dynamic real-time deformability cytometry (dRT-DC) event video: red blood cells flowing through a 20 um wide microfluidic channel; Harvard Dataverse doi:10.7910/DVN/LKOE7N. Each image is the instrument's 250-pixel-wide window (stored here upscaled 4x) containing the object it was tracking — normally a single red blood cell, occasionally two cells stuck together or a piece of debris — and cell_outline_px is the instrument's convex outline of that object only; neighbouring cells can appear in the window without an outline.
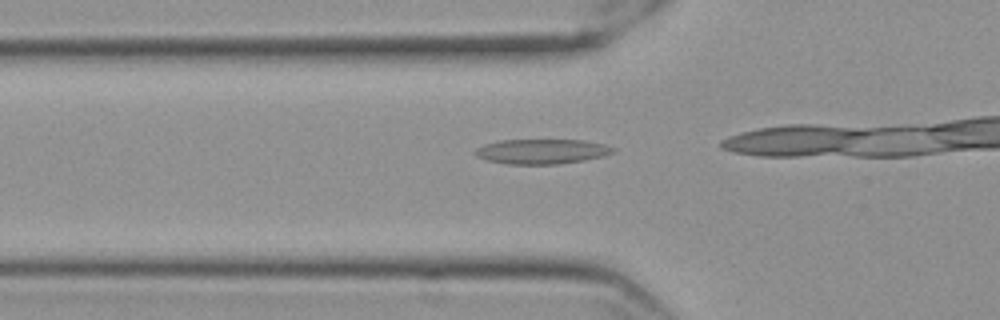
{"species": "Egyptian fruit bat (a non-hibernating species)", "species_latin": "Rousettus aegyptiacus", "temperature_condition": "cold", "stored_images_in_passage": 7, "camera_frame_rate_fps": 3000, "um_per_image_px": 0.085, "frame": {"image": 1, "passage_image": 2, "time_ms": 0.333, "image_size_px": [1000, 320], "cell_outline_px": [[616, 152], [604, 156], [584, 160], [556, 164], [508, 164], [488, 160], [476, 156], [472, 152], [476, 148], [484, 144], [500, 140], [584, 140], [604, 144], [616, 148]], "centroid_in_image_um": [46.06, 12.87], "position_along_channel_um": 79.7, "area_um2": 20.06}}
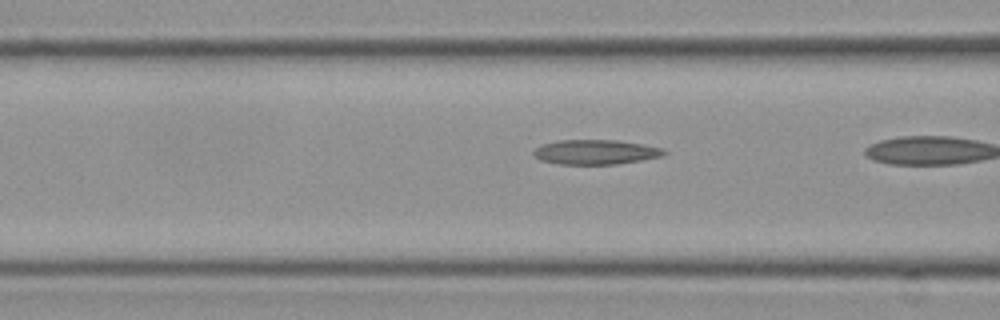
{"frame": {"image": 2, "passage_image": 5, "time_ms": 1.333, "image_size_px": [1000, 320], "cell_outline_px": [[668, 152], [660, 156], [640, 160], [616, 164], [560, 164], [540, 160], [532, 152], [536, 148], [544, 144], [560, 140], [616, 140], [640, 144], [660, 148]], "centroid_in_image_um": [50.59, 12.92], "position_along_channel_um": 116.0, "area_um2": 18.38}}